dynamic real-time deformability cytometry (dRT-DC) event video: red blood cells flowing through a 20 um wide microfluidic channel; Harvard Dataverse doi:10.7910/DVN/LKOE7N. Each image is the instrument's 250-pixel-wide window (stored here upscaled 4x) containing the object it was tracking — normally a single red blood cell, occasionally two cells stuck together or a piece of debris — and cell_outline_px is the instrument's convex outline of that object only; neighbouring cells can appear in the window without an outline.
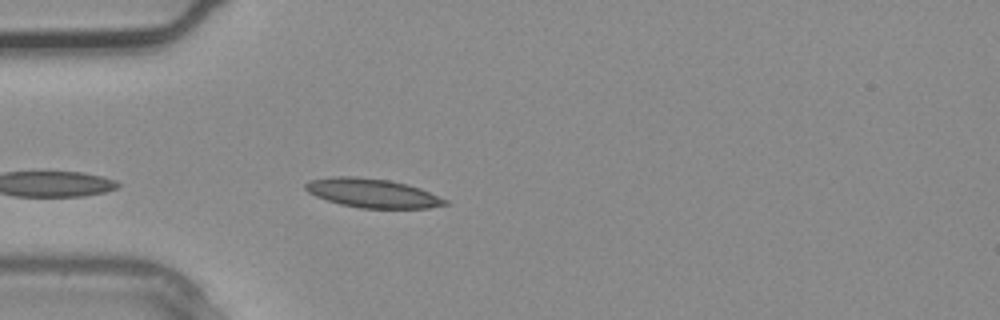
{"species": "common noctule bat (a hibernating species)", "species_latin": "Nyctalus noctula", "temperature_condition": "warm", "stored_images_in_passage": 1, "camera_frame_rate_fps": 3000, "um_per_image_px": 0.085, "animal": {"sex": "male", "body_mass_g": 20.4}, "frame": {"image": 1, "passage_image": 1, "time_ms": 0.0, "image_size_px": [1000, 320], "cell_outline_px": [[448, 204], [428, 208], [360, 208], [340, 204], [316, 196], [308, 192], [304, 188], [304, 184], [308, 180], [336, 176], [356, 176], [388, 180], [408, 184], [420, 188], [448, 200]], "centroid_in_image_um": [31.64, 16.41], "position_along_channel_um": 53.4, "area_um2": 23.58}}